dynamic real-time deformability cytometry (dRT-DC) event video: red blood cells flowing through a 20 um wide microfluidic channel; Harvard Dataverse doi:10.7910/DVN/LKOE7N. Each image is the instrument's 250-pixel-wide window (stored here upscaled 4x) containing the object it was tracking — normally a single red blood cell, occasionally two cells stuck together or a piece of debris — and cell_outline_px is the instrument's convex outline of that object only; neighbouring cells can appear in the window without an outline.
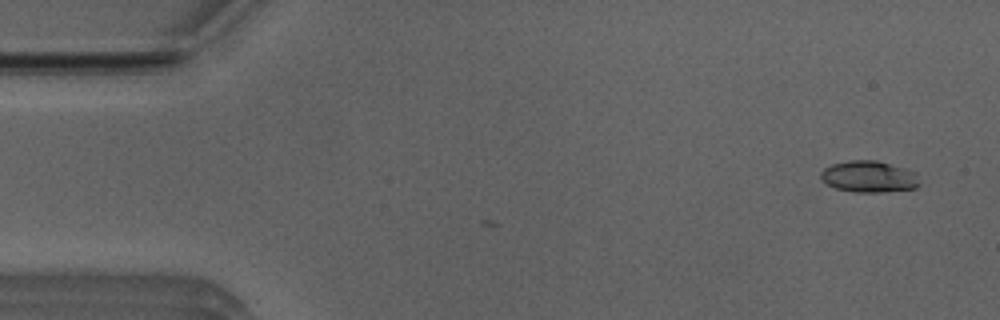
{"species": "Egyptian fruit bat (a non-hibernating species)", "species_latin": "Rousettus aegyptiacus", "temperature_condition": "room temperature", "stored_images_in_passage": 4, "camera_frame_rate_fps": 3000, "um_per_image_px": 0.085, "animal": {"sex": "male"}, "frame": {"image": 1, "passage_image": 1, "time_ms": 0.0, "image_size_px": [1000, 320], "cell_outline_px": [[920, 184], [916, 188], [880, 192], [856, 192], [836, 188], [820, 180], [820, 172], [824, 168], [832, 164], [848, 160], [876, 160], [904, 168], [916, 172]], "centroid_in_image_um": [73.85, 15.01], "position_along_channel_um": 11.2, "area_um2": 18.15}}